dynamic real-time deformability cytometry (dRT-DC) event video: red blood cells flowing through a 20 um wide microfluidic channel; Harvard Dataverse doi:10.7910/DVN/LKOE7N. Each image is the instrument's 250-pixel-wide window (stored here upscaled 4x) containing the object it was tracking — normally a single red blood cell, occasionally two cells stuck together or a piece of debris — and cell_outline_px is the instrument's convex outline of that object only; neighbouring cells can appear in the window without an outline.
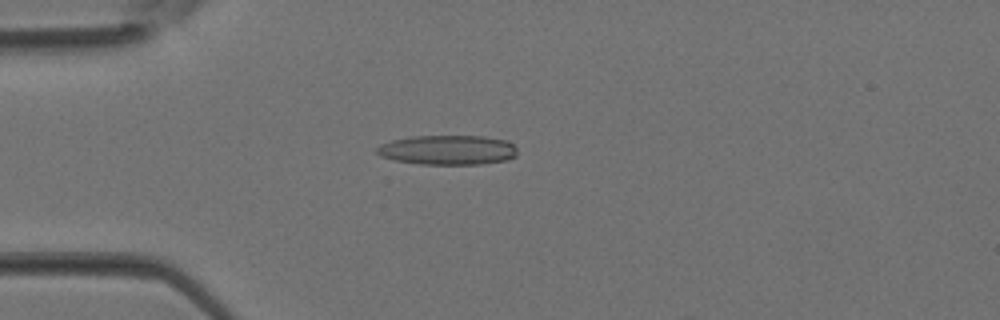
{"species": "Egyptian fruit bat (a non-hibernating species)", "species_latin": "Rousettus aegyptiacus", "temperature_condition": "room temperature", "stored_images_in_passage": 3, "camera_frame_rate_fps": 3000, "um_per_image_px": 0.085, "animal": {"sex": "female"}, "frame": {"image": 1, "passage_image": 3, "time_ms": 0.667, "image_size_px": [1000, 320], "cell_outline_px": [[516, 156], [508, 160], [480, 164], [420, 164], [396, 160], [380, 156], [376, 152], [376, 148], [380, 144], [392, 140], [412, 136], [484, 136], [508, 140], [516, 148]], "centroid_in_image_um": [38.07, 12.74], "position_along_channel_um": 46.9, "area_um2": 24.33}}